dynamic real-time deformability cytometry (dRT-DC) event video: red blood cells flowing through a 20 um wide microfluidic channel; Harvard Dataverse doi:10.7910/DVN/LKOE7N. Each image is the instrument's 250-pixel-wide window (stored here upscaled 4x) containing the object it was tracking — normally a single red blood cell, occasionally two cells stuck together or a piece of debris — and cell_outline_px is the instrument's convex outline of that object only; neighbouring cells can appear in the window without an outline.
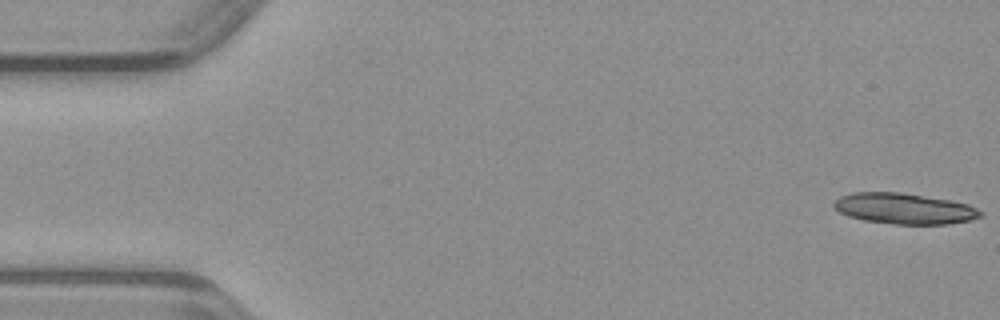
{"species": "common noctule bat (a hibernating species)", "species_latin": "Nyctalus noctula", "temperature_condition": "warm", "stored_images_in_passage": 48, "segment_of_instrument_passage": [1, 2], "camera_frame_rate_fps": 3000, "um_per_image_px": 0.085, "animal": {"sex": "male", "body_mass_g": 23.1, "forearm_length_mm": 52.7}, "frame": {"image": 1, "passage_image": 1, "time_ms": 0.0, "image_size_px": [1000, 320], "cell_outline_px": [[984, 212], [980, 216], [968, 220], [948, 224], [896, 224], [864, 220], [848, 216], [840, 212], [832, 204], [840, 196], [852, 192], [900, 192], [952, 200], [968, 204]], "centroid_in_image_um": [76.86, 17.72], "position_along_channel_um": 8.1, "area_um2": 26.24}}